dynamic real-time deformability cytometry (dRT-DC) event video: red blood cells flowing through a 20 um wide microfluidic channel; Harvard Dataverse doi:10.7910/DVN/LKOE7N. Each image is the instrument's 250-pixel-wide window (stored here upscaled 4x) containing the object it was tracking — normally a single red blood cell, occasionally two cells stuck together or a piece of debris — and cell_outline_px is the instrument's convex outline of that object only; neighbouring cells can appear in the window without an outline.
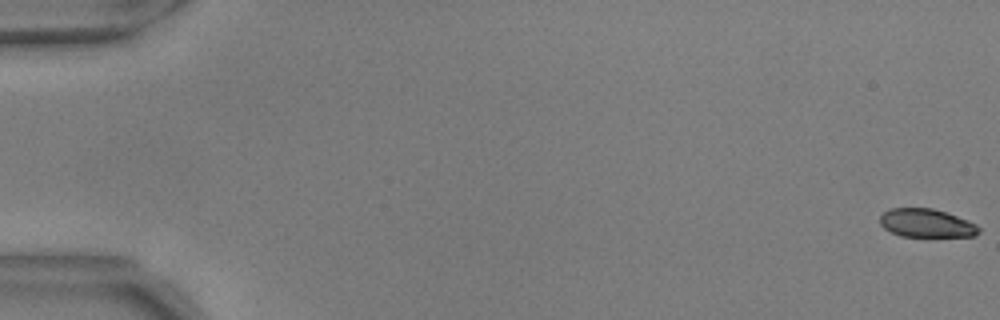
{"species": "common noctule bat (a hibernating species)", "species_latin": "Nyctalus noctula", "temperature_condition": "warm", "stored_images_in_passage": 56, "camera_frame_rate_fps": 3000, "um_per_image_px": 0.085, "animal": {"sex": "male", "body_mass_g": 17.9, "forearm_length_mm": 54.2}, "frame": {"image": 1, "passage_image": 1, "time_ms": 0.0, "image_size_px": [1000, 320], "cell_outline_px": [[980, 232], [976, 236], [928, 240], [900, 236], [884, 228], [880, 224], [880, 216], [888, 208], [932, 208], [948, 212], [968, 220], [976, 224], [980, 228]], "centroid_in_image_um": [78.81, 19.03], "position_along_channel_um": 6.2, "area_um2": 17.57}}
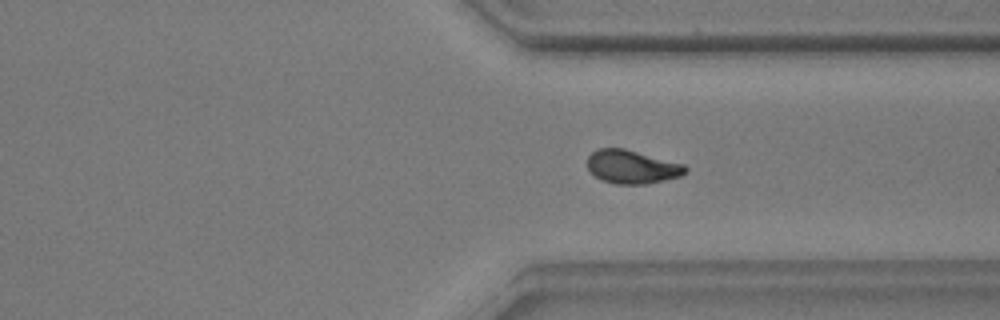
{"frame": {"image": 2, "passage_image": 43, "time_ms": 14.0, "image_size_px": [1000, 320], "cell_outline_px": [[688, 172], [680, 176], [648, 184], [616, 184], [600, 180], [588, 168], [588, 156], [592, 152], [600, 148], [624, 148], [684, 164], [688, 168]], "centroid_in_image_um": [53.74, 14.18], "position_along_channel_um": 357.7, "area_um2": 19.13}}
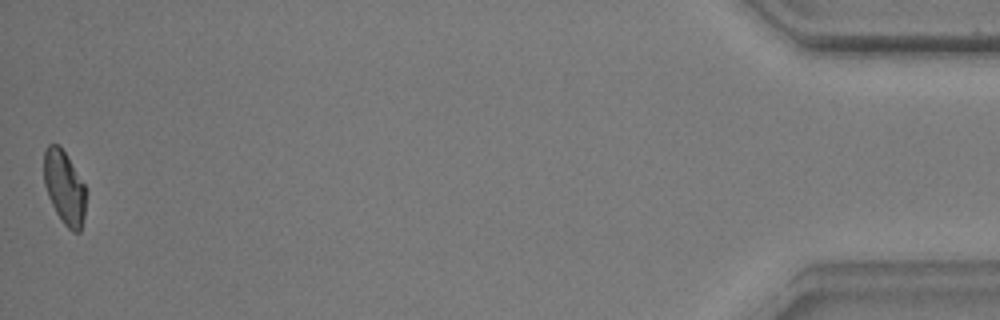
{"frame": {"image": 3, "passage_image": 56, "time_ms": 18.333, "image_size_px": [1000, 320], "cell_outline_px": [[88, 192], [84, 216], [80, 232], [72, 232], [60, 220], [48, 196], [44, 184], [44, 152], [48, 144], [60, 144], [84, 184]], "centroid_in_image_um": [5.49, 15.95], "position_along_channel_um": 429.7, "area_um2": 18.26}, "authors_computed_cell_mechanics": {"area_um2": 18.8139, "velocity_mm_per_s": 3.6843, "shape_relaxation_time_tau1_ms": 4.3848, "shape_relaxation_time_tau2_ms": 3.3684, "deformation_change_tau1": 0.1656, "deformation_change_tau2": 0.0959}}